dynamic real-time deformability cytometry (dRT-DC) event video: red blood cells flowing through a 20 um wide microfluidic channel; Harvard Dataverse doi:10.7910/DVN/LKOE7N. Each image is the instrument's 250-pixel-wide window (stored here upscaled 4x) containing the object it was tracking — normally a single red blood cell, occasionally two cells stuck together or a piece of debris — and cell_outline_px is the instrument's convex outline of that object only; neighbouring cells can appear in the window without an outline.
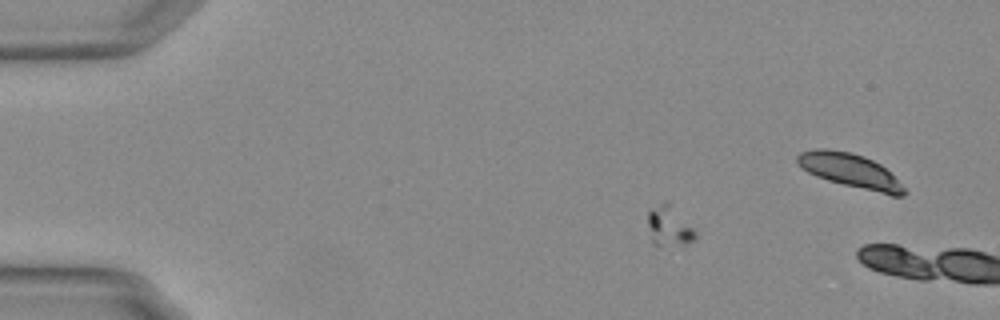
{"species": "Egyptian fruit bat (a non-hibernating species)", "species_latin": "Rousettus aegyptiacus", "temperature_condition": "warm", "stored_images_in_passage": 4, "camera_frame_rate_fps": 3000, "um_per_image_px": 0.085, "animal": {"sex": "female"}, "frame": {"image": 1, "passage_image": 1, "time_ms": 0.0, "image_size_px": [1000, 320], "cell_outline_px": [[696, 236], [692, 240], [684, 244], [652, 244], [648, 224], [648, 212], [652, 208], [664, 200], [696, 232]], "centroid_in_image_um": [56.82, 19.23], "position_along_channel_um": 28.2, "area_um2": 10.35}}